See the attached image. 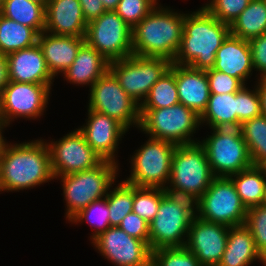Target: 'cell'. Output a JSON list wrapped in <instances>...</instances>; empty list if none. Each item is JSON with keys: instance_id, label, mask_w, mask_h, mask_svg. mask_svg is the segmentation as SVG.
I'll return each instance as SVG.
<instances>
[{"instance_id": "obj_1", "label": "cell", "mask_w": 266, "mask_h": 266, "mask_svg": "<svg viewBox=\"0 0 266 266\" xmlns=\"http://www.w3.org/2000/svg\"><path fill=\"white\" fill-rule=\"evenodd\" d=\"M53 179L47 141L8 144L5 140L0 151V192L30 189Z\"/></svg>"}, {"instance_id": "obj_2", "label": "cell", "mask_w": 266, "mask_h": 266, "mask_svg": "<svg viewBox=\"0 0 266 266\" xmlns=\"http://www.w3.org/2000/svg\"><path fill=\"white\" fill-rule=\"evenodd\" d=\"M230 34V26L203 6L185 15L181 44L172 63L199 70L214 67L217 50Z\"/></svg>"}, {"instance_id": "obj_3", "label": "cell", "mask_w": 266, "mask_h": 266, "mask_svg": "<svg viewBox=\"0 0 266 266\" xmlns=\"http://www.w3.org/2000/svg\"><path fill=\"white\" fill-rule=\"evenodd\" d=\"M185 15L157 5L132 29L133 54L173 62L181 44Z\"/></svg>"}, {"instance_id": "obj_4", "label": "cell", "mask_w": 266, "mask_h": 266, "mask_svg": "<svg viewBox=\"0 0 266 266\" xmlns=\"http://www.w3.org/2000/svg\"><path fill=\"white\" fill-rule=\"evenodd\" d=\"M214 178L206 150L199 142L177 145L172 155L170 185L165 190L196 202Z\"/></svg>"}, {"instance_id": "obj_5", "label": "cell", "mask_w": 266, "mask_h": 266, "mask_svg": "<svg viewBox=\"0 0 266 266\" xmlns=\"http://www.w3.org/2000/svg\"><path fill=\"white\" fill-rule=\"evenodd\" d=\"M196 215L195 202L187 197L166 193L155 218L149 223L151 251L185 247L191 221Z\"/></svg>"}, {"instance_id": "obj_6", "label": "cell", "mask_w": 266, "mask_h": 266, "mask_svg": "<svg viewBox=\"0 0 266 266\" xmlns=\"http://www.w3.org/2000/svg\"><path fill=\"white\" fill-rule=\"evenodd\" d=\"M118 170L117 163L103 160L92 169L54 177L61 178L63 183L66 219L69 221L91 202L106 197L109 189L114 187L112 184L116 181Z\"/></svg>"}, {"instance_id": "obj_7", "label": "cell", "mask_w": 266, "mask_h": 266, "mask_svg": "<svg viewBox=\"0 0 266 266\" xmlns=\"http://www.w3.org/2000/svg\"><path fill=\"white\" fill-rule=\"evenodd\" d=\"M140 115L139 130L151 138L169 141L175 145L200 141L191 138L199 130L200 116L181 103L166 108L140 109Z\"/></svg>"}, {"instance_id": "obj_8", "label": "cell", "mask_w": 266, "mask_h": 266, "mask_svg": "<svg viewBox=\"0 0 266 266\" xmlns=\"http://www.w3.org/2000/svg\"><path fill=\"white\" fill-rule=\"evenodd\" d=\"M199 143L205 148L215 177H229L253 166L247 144L240 128H212Z\"/></svg>"}, {"instance_id": "obj_9", "label": "cell", "mask_w": 266, "mask_h": 266, "mask_svg": "<svg viewBox=\"0 0 266 266\" xmlns=\"http://www.w3.org/2000/svg\"><path fill=\"white\" fill-rule=\"evenodd\" d=\"M176 146L172 142L149 137L132 155L131 174L124 181L137 187L165 189L170 179Z\"/></svg>"}, {"instance_id": "obj_10", "label": "cell", "mask_w": 266, "mask_h": 266, "mask_svg": "<svg viewBox=\"0 0 266 266\" xmlns=\"http://www.w3.org/2000/svg\"><path fill=\"white\" fill-rule=\"evenodd\" d=\"M195 210L200 219L228 227L243 225L247 214L229 177H215L195 202Z\"/></svg>"}, {"instance_id": "obj_11", "label": "cell", "mask_w": 266, "mask_h": 266, "mask_svg": "<svg viewBox=\"0 0 266 266\" xmlns=\"http://www.w3.org/2000/svg\"><path fill=\"white\" fill-rule=\"evenodd\" d=\"M171 63L164 58L132 54L127 58L109 62V71L124 91L141 105L151 87L170 68Z\"/></svg>"}, {"instance_id": "obj_12", "label": "cell", "mask_w": 266, "mask_h": 266, "mask_svg": "<svg viewBox=\"0 0 266 266\" xmlns=\"http://www.w3.org/2000/svg\"><path fill=\"white\" fill-rule=\"evenodd\" d=\"M89 90L88 109L108 115L127 131L133 125L139 129L140 105L124 91L109 70Z\"/></svg>"}, {"instance_id": "obj_13", "label": "cell", "mask_w": 266, "mask_h": 266, "mask_svg": "<svg viewBox=\"0 0 266 266\" xmlns=\"http://www.w3.org/2000/svg\"><path fill=\"white\" fill-rule=\"evenodd\" d=\"M85 42L109 62L133 54L132 28L114 10L87 24Z\"/></svg>"}, {"instance_id": "obj_14", "label": "cell", "mask_w": 266, "mask_h": 266, "mask_svg": "<svg viewBox=\"0 0 266 266\" xmlns=\"http://www.w3.org/2000/svg\"><path fill=\"white\" fill-rule=\"evenodd\" d=\"M52 84L9 81L0 96V122L6 128L14 118L33 119L44 115Z\"/></svg>"}, {"instance_id": "obj_15", "label": "cell", "mask_w": 266, "mask_h": 266, "mask_svg": "<svg viewBox=\"0 0 266 266\" xmlns=\"http://www.w3.org/2000/svg\"><path fill=\"white\" fill-rule=\"evenodd\" d=\"M47 145L54 177L89 170L103 161L78 129Z\"/></svg>"}, {"instance_id": "obj_16", "label": "cell", "mask_w": 266, "mask_h": 266, "mask_svg": "<svg viewBox=\"0 0 266 266\" xmlns=\"http://www.w3.org/2000/svg\"><path fill=\"white\" fill-rule=\"evenodd\" d=\"M100 254L115 266H151L150 246L111 226L92 241Z\"/></svg>"}, {"instance_id": "obj_17", "label": "cell", "mask_w": 266, "mask_h": 266, "mask_svg": "<svg viewBox=\"0 0 266 266\" xmlns=\"http://www.w3.org/2000/svg\"><path fill=\"white\" fill-rule=\"evenodd\" d=\"M229 227L194 216L188 230L185 247L202 266H217L226 249Z\"/></svg>"}, {"instance_id": "obj_18", "label": "cell", "mask_w": 266, "mask_h": 266, "mask_svg": "<svg viewBox=\"0 0 266 266\" xmlns=\"http://www.w3.org/2000/svg\"><path fill=\"white\" fill-rule=\"evenodd\" d=\"M86 121L78 130L84 135L89 146L102 160L119 164L115 152L118 151L122 136L128 131L115 119L90 109Z\"/></svg>"}, {"instance_id": "obj_19", "label": "cell", "mask_w": 266, "mask_h": 266, "mask_svg": "<svg viewBox=\"0 0 266 266\" xmlns=\"http://www.w3.org/2000/svg\"><path fill=\"white\" fill-rule=\"evenodd\" d=\"M8 79L12 82L53 84L55 79L50 73L39 44L14 51L6 55Z\"/></svg>"}, {"instance_id": "obj_20", "label": "cell", "mask_w": 266, "mask_h": 266, "mask_svg": "<svg viewBox=\"0 0 266 266\" xmlns=\"http://www.w3.org/2000/svg\"><path fill=\"white\" fill-rule=\"evenodd\" d=\"M45 31L54 35L85 37L87 22L79 0H48Z\"/></svg>"}, {"instance_id": "obj_21", "label": "cell", "mask_w": 266, "mask_h": 266, "mask_svg": "<svg viewBox=\"0 0 266 266\" xmlns=\"http://www.w3.org/2000/svg\"><path fill=\"white\" fill-rule=\"evenodd\" d=\"M169 69L175 74L180 103L200 116L206 109L210 96L206 70L174 63H171Z\"/></svg>"}, {"instance_id": "obj_22", "label": "cell", "mask_w": 266, "mask_h": 266, "mask_svg": "<svg viewBox=\"0 0 266 266\" xmlns=\"http://www.w3.org/2000/svg\"><path fill=\"white\" fill-rule=\"evenodd\" d=\"M213 69L235 77L246 85L254 70L249 41L230 33L217 50Z\"/></svg>"}, {"instance_id": "obj_23", "label": "cell", "mask_w": 266, "mask_h": 266, "mask_svg": "<svg viewBox=\"0 0 266 266\" xmlns=\"http://www.w3.org/2000/svg\"><path fill=\"white\" fill-rule=\"evenodd\" d=\"M84 43L85 37L54 35L46 31L38 36V44L54 78L71 66Z\"/></svg>"}, {"instance_id": "obj_24", "label": "cell", "mask_w": 266, "mask_h": 266, "mask_svg": "<svg viewBox=\"0 0 266 266\" xmlns=\"http://www.w3.org/2000/svg\"><path fill=\"white\" fill-rule=\"evenodd\" d=\"M109 70V61L86 42L80 47L71 66L63 73L69 83L89 87Z\"/></svg>"}, {"instance_id": "obj_25", "label": "cell", "mask_w": 266, "mask_h": 266, "mask_svg": "<svg viewBox=\"0 0 266 266\" xmlns=\"http://www.w3.org/2000/svg\"><path fill=\"white\" fill-rule=\"evenodd\" d=\"M257 259L266 266V260L256 249L251 231L244 224L229 227L226 249L217 266H248Z\"/></svg>"}, {"instance_id": "obj_26", "label": "cell", "mask_w": 266, "mask_h": 266, "mask_svg": "<svg viewBox=\"0 0 266 266\" xmlns=\"http://www.w3.org/2000/svg\"><path fill=\"white\" fill-rule=\"evenodd\" d=\"M237 92L210 94L206 109L200 115V124L212 128H238Z\"/></svg>"}, {"instance_id": "obj_27", "label": "cell", "mask_w": 266, "mask_h": 266, "mask_svg": "<svg viewBox=\"0 0 266 266\" xmlns=\"http://www.w3.org/2000/svg\"><path fill=\"white\" fill-rule=\"evenodd\" d=\"M242 204L249 209L262 204L266 186V178L258 166L240 171L229 176Z\"/></svg>"}, {"instance_id": "obj_28", "label": "cell", "mask_w": 266, "mask_h": 266, "mask_svg": "<svg viewBox=\"0 0 266 266\" xmlns=\"http://www.w3.org/2000/svg\"><path fill=\"white\" fill-rule=\"evenodd\" d=\"M266 32V2L251 0L245 10L230 25V33L251 40Z\"/></svg>"}, {"instance_id": "obj_29", "label": "cell", "mask_w": 266, "mask_h": 266, "mask_svg": "<svg viewBox=\"0 0 266 266\" xmlns=\"http://www.w3.org/2000/svg\"><path fill=\"white\" fill-rule=\"evenodd\" d=\"M1 15L33 28L38 34L45 31V6L31 0H3Z\"/></svg>"}, {"instance_id": "obj_30", "label": "cell", "mask_w": 266, "mask_h": 266, "mask_svg": "<svg viewBox=\"0 0 266 266\" xmlns=\"http://www.w3.org/2000/svg\"><path fill=\"white\" fill-rule=\"evenodd\" d=\"M39 34L28 26L0 14V52L7 55L38 43Z\"/></svg>"}, {"instance_id": "obj_31", "label": "cell", "mask_w": 266, "mask_h": 266, "mask_svg": "<svg viewBox=\"0 0 266 266\" xmlns=\"http://www.w3.org/2000/svg\"><path fill=\"white\" fill-rule=\"evenodd\" d=\"M180 103L175 74L168 69L151 87L140 109H159Z\"/></svg>"}, {"instance_id": "obj_32", "label": "cell", "mask_w": 266, "mask_h": 266, "mask_svg": "<svg viewBox=\"0 0 266 266\" xmlns=\"http://www.w3.org/2000/svg\"><path fill=\"white\" fill-rule=\"evenodd\" d=\"M240 131L247 144L253 165L258 166L266 159V117L261 114L243 122Z\"/></svg>"}, {"instance_id": "obj_33", "label": "cell", "mask_w": 266, "mask_h": 266, "mask_svg": "<svg viewBox=\"0 0 266 266\" xmlns=\"http://www.w3.org/2000/svg\"><path fill=\"white\" fill-rule=\"evenodd\" d=\"M109 190L106 197L110 226H119L123 218L133 211V185L122 181Z\"/></svg>"}, {"instance_id": "obj_34", "label": "cell", "mask_w": 266, "mask_h": 266, "mask_svg": "<svg viewBox=\"0 0 266 266\" xmlns=\"http://www.w3.org/2000/svg\"><path fill=\"white\" fill-rule=\"evenodd\" d=\"M84 220L94 225L92 227L96 228H94V232L90 238L92 241L111 227L107 197L91 202L88 206L75 214L69 221L78 224L79 222L82 223Z\"/></svg>"}, {"instance_id": "obj_35", "label": "cell", "mask_w": 266, "mask_h": 266, "mask_svg": "<svg viewBox=\"0 0 266 266\" xmlns=\"http://www.w3.org/2000/svg\"><path fill=\"white\" fill-rule=\"evenodd\" d=\"M166 193L163 188L133 185V212L150 223L155 218L160 201Z\"/></svg>"}, {"instance_id": "obj_36", "label": "cell", "mask_w": 266, "mask_h": 266, "mask_svg": "<svg viewBox=\"0 0 266 266\" xmlns=\"http://www.w3.org/2000/svg\"><path fill=\"white\" fill-rule=\"evenodd\" d=\"M151 266H202L186 247L159 248L151 252Z\"/></svg>"}, {"instance_id": "obj_37", "label": "cell", "mask_w": 266, "mask_h": 266, "mask_svg": "<svg viewBox=\"0 0 266 266\" xmlns=\"http://www.w3.org/2000/svg\"><path fill=\"white\" fill-rule=\"evenodd\" d=\"M244 225L251 231L258 253L266 260V206L247 209Z\"/></svg>"}, {"instance_id": "obj_38", "label": "cell", "mask_w": 266, "mask_h": 266, "mask_svg": "<svg viewBox=\"0 0 266 266\" xmlns=\"http://www.w3.org/2000/svg\"><path fill=\"white\" fill-rule=\"evenodd\" d=\"M157 5L158 0H120L114 11L133 29Z\"/></svg>"}, {"instance_id": "obj_39", "label": "cell", "mask_w": 266, "mask_h": 266, "mask_svg": "<svg viewBox=\"0 0 266 266\" xmlns=\"http://www.w3.org/2000/svg\"><path fill=\"white\" fill-rule=\"evenodd\" d=\"M251 0H210L203 5L215 18L229 26L245 10Z\"/></svg>"}, {"instance_id": "obj_40", "label": "cell", "mask_w": 266, "mask_h": 266, "mask_svg": "<svg viewBox=\"0 0 266 266\" xmlns=\"http://www.w3.org/2000/svg\"><path fill=\"white\" fill-rule=\"evenodd\" d=\"M244 85L237 91V111L238 128L247 120L261 115L260 97L256 87L251 90Z\"/></svg>"}, {"instance_id": "obj_41", "label": "cell", "mask_w": 266, "mask_h": 266, "mask_svg": "<svg viewBox=\"0 0 266 266\" xmlns=\"http://www.w3.org/2000/svg\"><path fill=\"white\" fill-rule=\"evenodd\" d=\"M210 94L236 93L244 84L237 78L226 73L214 70H206Z\"/></svg>"}, {"instance_id": "obj_42", "label": "cell", "mask_w": 266, "mask_h": 266, "mask_svg": "<svg viewBox=\"0 0 266 266\" xmlns=\"http://www.w3.org/2000/svg\"><path fill=\"white\" fill-rule=\"evenodd\" d=\"M118 227L131 237L145 241L149 245V223L133 211L123 218Z\"/></svg>"}, {"instance_id": "obj_43", "label": "cell", "mask_w": 266, "mask_h": 266, "mask_svg": "<svg viewBox=\"0 0 266 266\" xmlns=\"http://www.w3.org/2000/svg\"><path fill=\"white\" fill-rule=\"evenodd\" d=\"M254 70L260 72V79H266V32L249 40Z\"/></svg>"}, {"instance_id": "obj_44", "label": "cell", "mask_w": 266, "mask_h": 266, "mask_svg": "<svg viewBox=\"0 0 266 266\" xmlns=\"http://www.w3.org/2000/svg\"><path fill=\"white\" fill-rule=\"evenodd\" d=\"M79 2L87 23L99 18L106 11L101 0H79Z\"/></svg>"}, {"instance_id": "obj_45", "label": "cell", "mask_w": 266, "mask_h": 266, "mask_svg": "<svg viewBox=\"0 0 266 266\" xmlns=\"http://www.w3.org/2000/svg\"><path fill=\"white\" fill-rule=\"evenodd\" d=\"M8 65L6 55L0 52V96L8 84Z\"/></svg>"}, {"instance_id": "obj_46", "label": "cell", "mask_w": 266, "mask_h": 266, "mask_svg": "<svg viewBox=\"0 0 266 266\" xmlns=\"http://www.w3.org/2000/svg\"><path fill=\"white\" fill-rule=\"evenodd\" d=\"M256 89L260 97L261 114L266 117V79H258Z\"/></svg>"}, {"instance_id": "obj_47", "label": "cell", "mask_w": 266, "mask_h": 266, "mask_svg": "<svg viewBox=\"0 0 266 266\" xmlns=\"http://www.w3.org/2000/svg\"><path fill=\"white\" fill-rule=\"evenodd\" d=\"M106 11L115 10L120 0H101Z\"/></svg>"}, {"instance_id": "obj_48", "label": "cell", "mask_w": 266, "mask_h": 266, "mask_svg": "<svg viewBox=\"0 0 266 266\" xmlns=\"http://www.w3.org/2000/svg\"><path fill=\"white\" fill-rule=\"evenodd\" d=\"M5 127L3 126V124L0 122V151H1V148H2V146H3V144H4V142H5V138L3 137V135H2V132H3V129H4ZM2 131V132H1ZM4 138V139H3Z\"/></svg>"}, {"instance_id": "obj_49", "label": "cell", "mask_w": 266, "mask_h": 266, "mask_svg": "<svg viewBox=\"0 0 266 266\" xmlns=\"http://www.w3.org/2000/svg\"><path fill=\"white\" fill-rule=\"evenodd\" d=\"M258 167L263 171L264 177L266 178V159L263 160Z\"/></svg>"}, {"instance_id": "obj_50", "label": "cell", "mask_w": 266, "mask_h": 266, "mask_svg": "<svg viewBox=\"0 0 266 266\" xmlns=\"http://www.w3.org/2000/svg\"><path fill=\"white\" fill-rule=\"evenodd\" d=\"M31 1H34V2H37V3H41V4H43L46 7V4H47L48 0H31Z\"/></svg>"}, {"instance_id": "obj_51", "label": "cell", "mask_w": 266, "mask_h": 266, "mask_svg": "<svg viewBox=\"0 0 266 266\" xmlns=\"http://www.w3.org/2000/svg\"><path fill=\"white\" fill-rule=\"evenodd\" d=\"M262 205L266 206V186H265L264 199Z\"/></svg>"}, {"instance_id": "obj_52", "label": "cell", "mask_w": 266, "mask_h": 266, "mask_svg": "<svg viewBox=\"0 0 266 266\" xmlns=\"http://www.w3.org/2000/svg\"><path fill=\"white\" fill-rule=\"evenodd\" d=\"M2 8H3V0H0V14L2 12Z\"/></svg>"}]
</instances>
